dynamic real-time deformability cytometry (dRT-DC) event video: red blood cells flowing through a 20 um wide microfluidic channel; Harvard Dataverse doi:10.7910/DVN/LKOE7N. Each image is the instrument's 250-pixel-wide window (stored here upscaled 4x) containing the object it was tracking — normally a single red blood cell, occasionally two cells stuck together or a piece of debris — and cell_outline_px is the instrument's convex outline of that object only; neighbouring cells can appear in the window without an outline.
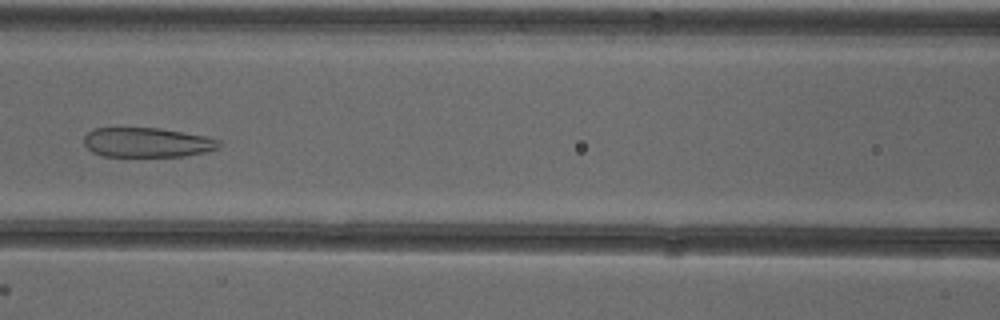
{"species": "common noctule bat (a hibernating species)", "species_latin": "Nyctalus noctula", "temperature_condition": "cold", "stored_images_in_passage": 52, "camera_frame_rate_fps": 3000, "um_per_image_px": 0.085, "animal": {"sex": "female"}, "frame": {"image": 1, "passage_image": 23, "time_ms": 7.333, "image_size_px": [1000, 320], "cell_outline_px": [[220, 144], [216, 148], [204, 152], [184, 156], [104, 156], [92, 152], [84, 144], [84, 136], [92, 128], [160, 128], [204, 136], [220, 140]], "centroid_in_image_um": [12.46, 12.1], "position_along_channel_um": 154.1, "area_um2": 23.12}}
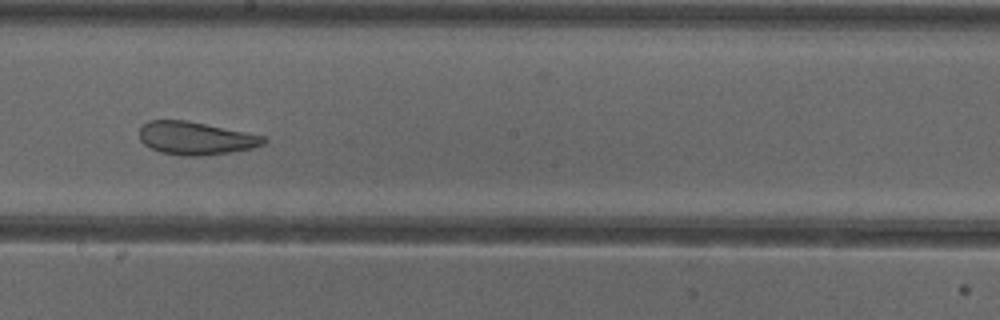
{"frame": {"image": 2, "passage_image": 29, "time_ms": 9.333, "image_size_px": [1000, 320], "cell_outline_px": [[268, 140], [264, 144], [252, 148], [204, 156], [180, 156], [160, 152], [144, 144], [140, 140], [140, 128], [148, 120], [188, 120], [264, 136]], "centroid_in_image_um": [16.62, 11.75], "position_along_channel_um": 231.6, "area_um2": 23.87}}
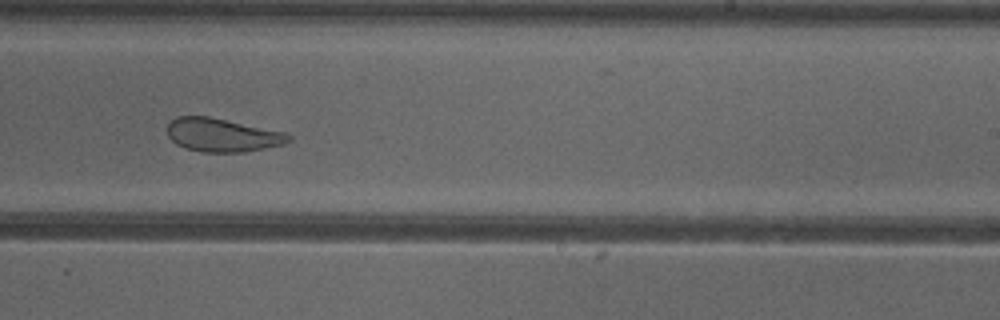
{"frame": {"image": 3, "passage_image": 32, "time_ms": 10.333, "image_size_px": [1000, 320], "cell_outline_px": [[292, 140], [284, 144], [244, 152], [200, 152], [184, 148], [176, 144], [168, 136], [168, 124], [176, 116], [208, 116], [288, 132], [292, 136]], "centroid_in_image_um": [18.92, 11.48], "position_along_channel_um": 270.1, "area_um2": 23.87}}